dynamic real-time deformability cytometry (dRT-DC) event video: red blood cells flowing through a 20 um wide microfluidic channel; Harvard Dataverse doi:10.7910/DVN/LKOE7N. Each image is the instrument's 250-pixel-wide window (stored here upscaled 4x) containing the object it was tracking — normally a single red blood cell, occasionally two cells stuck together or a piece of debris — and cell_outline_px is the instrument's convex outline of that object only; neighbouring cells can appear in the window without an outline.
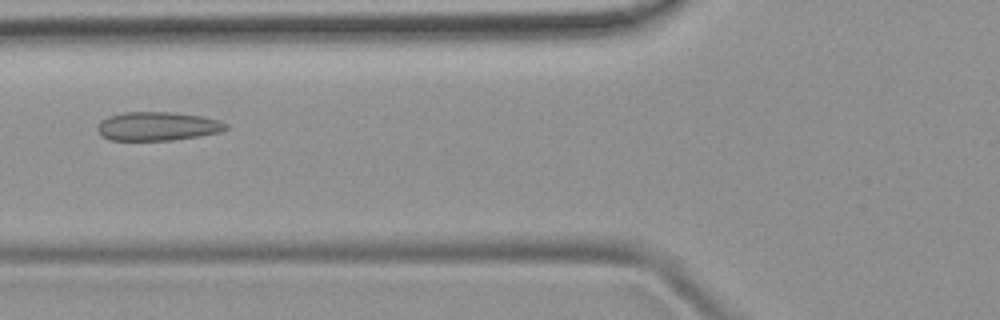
{"species": "common noctule bat (a hibernating species)", "species_latin": "Nyctalus noctula", "temperature_condition": "room temperature", "stored_images_in_passage": 7, "camera_frame_rate_fps": 3000, "um_per_image_px": 0.085, "animal": {"sex": "female", "body_mass_g": 19.9}, "frame": {"image": 1, "passage_image": 6, "time_ms": 5.667, "image_size_px": [1000, 320], "cell_outline_px": [[228, 128], [220, 132], [200, 136], [172, 140], [108, 140], [100, 136], [96, 128], [100, 120], [108, 116], [124, 112], [172, 112], [200, 116], [220, 120], [228, 124]], "centroid_in_image_um": [13.36, 10.73], "position_along_channel_um": 112.4, "area_um2": 21.73}}
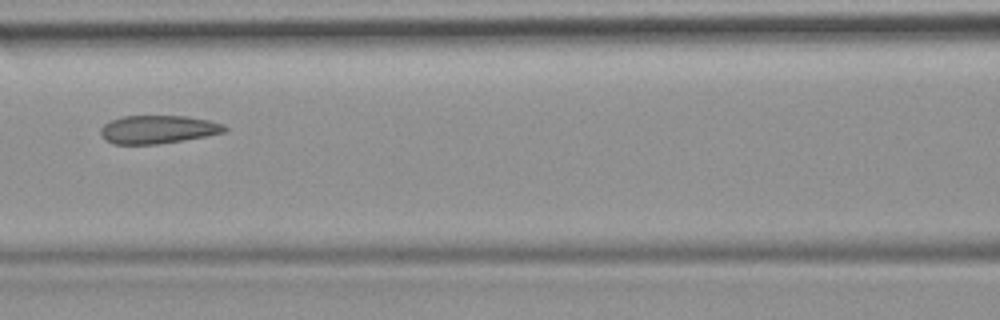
{"frame": {"image": 2, "passage_image": 7, "time_ms": 6.667, "image_size_px": [1000, 320], "cell_outline_px": [[228, 128], [224, 132], [184, 140], [160, 144], [112, 144], [104, 140], [100, 132], [100, 128], [104, 124], [112, 120], [124, 116], [188, 116], [208, 120], [224, 124]], "centroid_in_image_um": [13.41, 11.0], "position_along_channel_um": 153.2, "area_um2": 20.4}}